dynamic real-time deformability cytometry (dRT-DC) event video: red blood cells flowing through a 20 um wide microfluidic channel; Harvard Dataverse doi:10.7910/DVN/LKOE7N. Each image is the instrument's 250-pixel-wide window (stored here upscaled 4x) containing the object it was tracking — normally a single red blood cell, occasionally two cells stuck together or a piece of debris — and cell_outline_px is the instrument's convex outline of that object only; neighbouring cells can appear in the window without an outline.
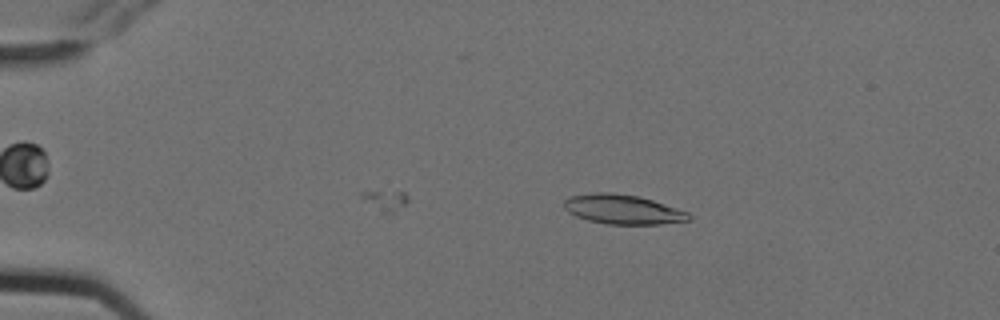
{"species": "Egyptian fruit bat (a non-hibernating species)", "species_latin": "Rousettus aegyptiacus", "temperature_condition": "cold", "stored_images_in_passage": 7, "camera_frame_rate_fps": 3000, "um_per_image_px": 0.085, "animal": {"sex": "female"}, "frame": {"image": 1, "passage_image": 7, "time_ms": 2.0, "image_size_px": [1000, 320], "cell_outline_px": [[692, 220], [660, 224], [608, 224], [588, 220], [576, 216], [568, 212], [564, 208], [564, 200], [572, 196], [596, 192], [612, 192], [636, 196], [652, 200], [688, 212], [692, 216]], "centroid_in_image_um": [52.95, 17.8], "position_along_channel_um": 32.1, "area_um2": 21.33}}